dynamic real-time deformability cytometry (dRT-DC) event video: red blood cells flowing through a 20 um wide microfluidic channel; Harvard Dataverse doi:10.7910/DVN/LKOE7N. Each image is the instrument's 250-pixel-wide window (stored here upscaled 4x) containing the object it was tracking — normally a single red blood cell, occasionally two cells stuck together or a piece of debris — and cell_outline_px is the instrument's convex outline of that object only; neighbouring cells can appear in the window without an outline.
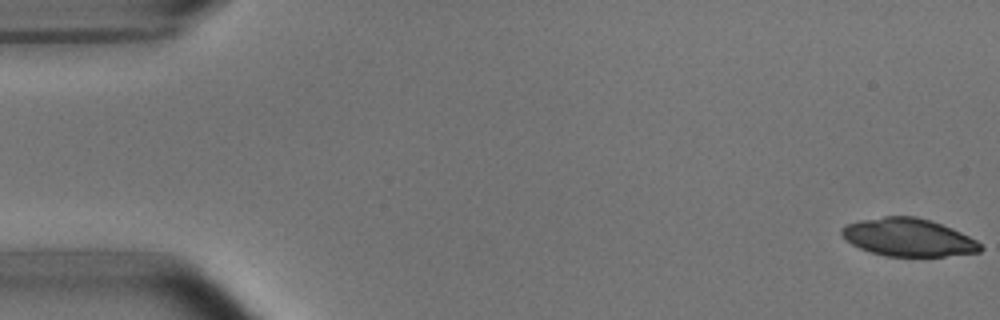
{"species": "common noctule bat (a hibernating species)", "species_latin": "Nyctalus noctula", "temperature_condition": "room temperature", "stored_images_in_passage": 12, "camera_frame_rate_fps": 3000, "um_per_image_px": 0.085, "animal": {"sex": "male", "body_mass_g": 15.6}, "frame": {"image": 1, "passage_image": 1, "time_ms": 0.0, "image_size_px": [1000, 320], "cell_outline_px": [[984, 248], [980, 252], [944, 256], [884, 256], [860, 248], [852, 244], [840, 232], [840, 228], [848, 224], [860, 220], [884, 216], [916, 216], [952, 228], [976, 240]], "centroid_in_image_um": [77.21, 20.18], "position_along_channel_um": 7.8, "area_um2": 30.35}}